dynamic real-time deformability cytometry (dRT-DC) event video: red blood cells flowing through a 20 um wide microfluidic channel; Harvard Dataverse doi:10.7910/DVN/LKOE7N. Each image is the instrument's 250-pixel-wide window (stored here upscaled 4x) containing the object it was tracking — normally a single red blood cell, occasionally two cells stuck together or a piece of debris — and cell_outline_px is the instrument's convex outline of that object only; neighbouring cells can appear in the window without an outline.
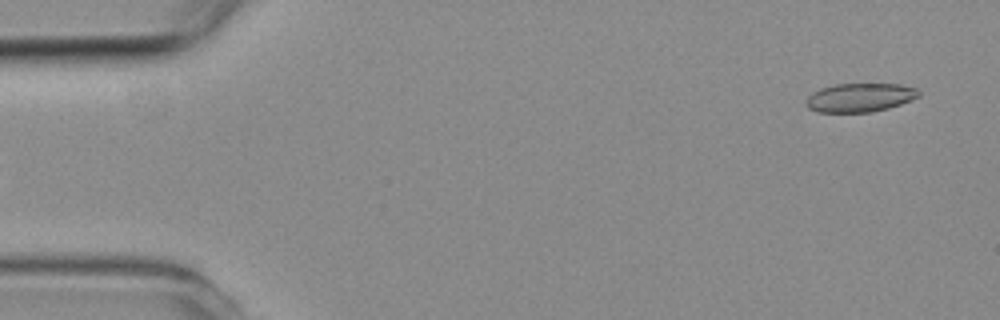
{"species": "common noctule bat (a hibernating species)", "species_latin": "Nyctalus noctula", "temperature_condition": "room temperature", "stored_images_in_passage": 4, "camera_frame_rate_fps": 3000, "um_per_image_px": 0.085, "animal": {"sex": "female", "body_mass_g": 19.3, "forearm_length_mm": 54.1}, "frame": {"image": 1, "passage_image": 4, "time_ms": 4.333, "image_size_px": [1000, 320], "cell_outline_px": [[920, 96], [900, 104], [888, 108], [872, 112], [816, 112], [808, 108], [804, 104], [804, 100], [812, 92], [820, 88], [836, 84], [900, 84], [916, 88], [920, 92]], "centroid_in_image_um": [73.05, 8.29], "position_along_channel_um": 12.0, "area_um2": 19.02}}